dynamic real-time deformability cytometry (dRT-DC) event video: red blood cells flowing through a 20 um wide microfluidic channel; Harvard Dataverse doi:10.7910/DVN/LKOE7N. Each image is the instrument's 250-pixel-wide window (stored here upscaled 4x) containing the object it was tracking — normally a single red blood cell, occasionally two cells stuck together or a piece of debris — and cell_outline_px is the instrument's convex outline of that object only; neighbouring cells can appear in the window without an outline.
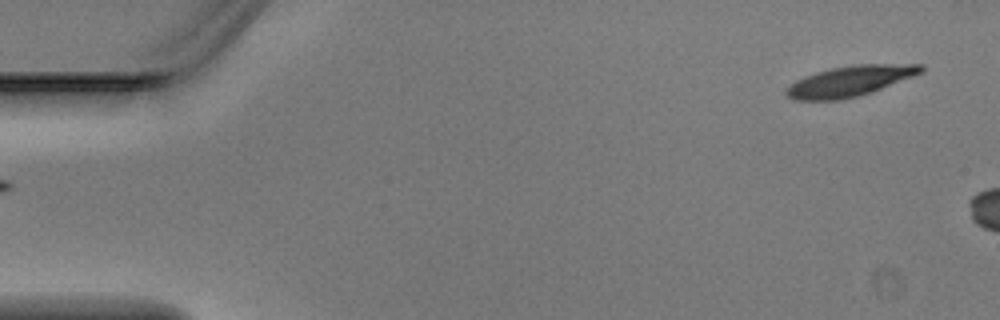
{"species": "Egyptian fruit bat (a non-hibernating species)", "species_latin": "Rousettus aegyptiacus", "temperature_condition": "warm", "stored_images_in_passage": 2, "segment_of_instrument_passage": [2, 2], "camera_frame_rate_fps": 3000, "um_per_image_px": 0.085, "animal": {"sex": "male"}, "frame": {"image": 1, "passage_image": 2, "time_ms": 0.333, "image_size_px": [1000, 320], "cell_outline_px": [[924, 72], [872, 92], [840, 100], [792, 100], [784, 92], [796, 80], [804, 76], [816, 72], [832, 68], [856, 64], [924, 64]], "centroid_in_image_um": [72.27, 6.89], "position_along_channel_um": 12.7, "area_um2": 23.87}}